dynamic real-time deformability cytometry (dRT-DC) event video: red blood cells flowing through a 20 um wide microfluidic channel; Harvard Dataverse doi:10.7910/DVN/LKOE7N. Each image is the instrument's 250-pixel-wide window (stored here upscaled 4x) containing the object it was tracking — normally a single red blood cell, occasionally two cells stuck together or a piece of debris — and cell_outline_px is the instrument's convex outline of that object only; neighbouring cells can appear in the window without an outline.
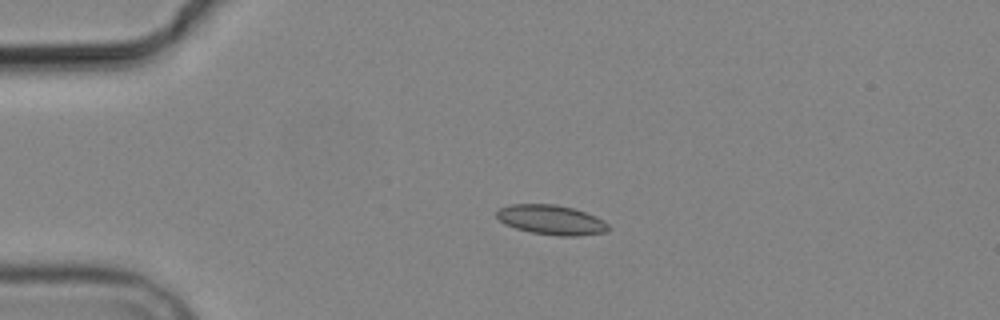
{"species": "common noctule bat (a hibernating species)", "species_latin": "Nyctalus noctula", "temperature_condition": "cold", "stored_images_in_passage": 5, "camera_frame_rate_fps": 3000, "um_per_image_px": 0.085, "animal": {"sex": "male", "body_mass_g": 19.2, "forearm_length_mm": 51.8}, "frame": {"image": 1, "passage_image": 4, "time_ms": 4.0, "image_size_px": [1000, 320], "cell_outline_px": [[608, 232], [576, 236], [560, 236], [532, 232], [516, 228], [504, 224], [496, 216], [496, 212], [500, 208], [508, 204], [556, 204], [572, 208], [596, 216], [604, 220], [608, 224]], "centroid_in_image_um": [46.86, 18.68], "position_along_channel_um": 38.1, "area_um2": 19.31}}